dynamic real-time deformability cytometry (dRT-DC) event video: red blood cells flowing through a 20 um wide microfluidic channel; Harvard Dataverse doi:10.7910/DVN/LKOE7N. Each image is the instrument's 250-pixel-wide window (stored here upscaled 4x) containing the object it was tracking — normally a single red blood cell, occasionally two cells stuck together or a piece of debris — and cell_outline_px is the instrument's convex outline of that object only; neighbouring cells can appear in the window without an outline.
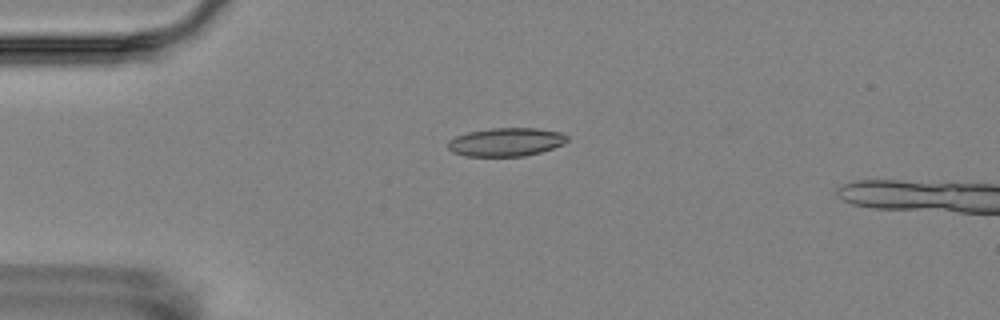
{"species": "Egyptian fruit bat (a non-hibernating species)", "species_latin": "Rousettus aegyptiacus", "temperature_condition": "room temperature", "stored_images_in_passage": 4, "camera_frame_rate_fps": 3000, "um_per_image_px": 0.085, "animal": {"sex": "female"}, "frame": {"image": 1, "passage_image": 4, "time_ms": 3.667, "image_size_px": [1000, 320], "cell_outline_px": [[568, 140], [552, 148], [540, 152], [524, 156], [464, 156], [452, 152], [448, 148], [448, 140], [456, 136], [468, 132], [492, 128], [536, 128], [560, 132], [568, 136]], "centroid_in_image_um": [42.97, 12.07], "position_along_channel_um": 42.0, "area_um2": 19.65}}